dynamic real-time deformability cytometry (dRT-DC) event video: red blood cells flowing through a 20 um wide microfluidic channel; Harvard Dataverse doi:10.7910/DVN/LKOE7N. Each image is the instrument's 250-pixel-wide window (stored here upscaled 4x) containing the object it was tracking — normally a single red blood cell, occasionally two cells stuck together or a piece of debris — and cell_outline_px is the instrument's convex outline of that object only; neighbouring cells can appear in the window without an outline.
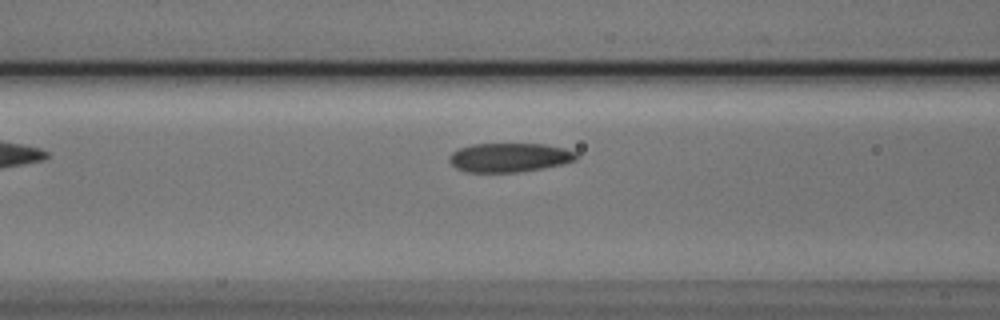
{"species": "Egyptian fruit bat (a non-hibernating species)", "species_latin": "Rousettus aegyptiacus", "temperature_condition": "cold", "stored_images_in_passage": 7, "camera_frame_rate_fps": 3000, "um_per_image_px": 0.085, "animal": {"sex": "male"}, "frame": {"image": 1, "passage_image": 6, "time_ms": 1.667, "image_size_px": [1000, 320], "cell_outline_px": [[580, 156], [576, 160], [560, 164], [540, 168], [516, 172], [468, 172], [456, 168], [448, 160], [448, 156], [452, 152], [460, 148], [472, 144], [544, 144], [564, 148], [576, 152]], "centroid_in_image_um": [43.28, 13.38], "position_along_channel_um": 123.3, "area_um2": 21.39}}
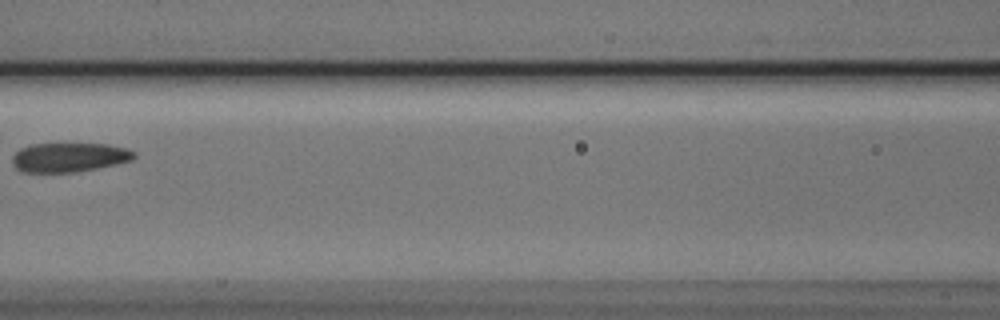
{"frame": {"image": 2, "passage_image": 7, "time_ms": 2.0, "image_size_px": [1000, 320], "cell_outline_px": [[136, 156], [132, 160], [116, 164], [76, 172], [24, 172], [16, 168], [12, 164], [12, 156], [20, 148], [28, 144], [108, 144], [128, 148], [136, 152]], "centroid_in_image_um": [5.88, 13.36], "position_along_channel_um": 160.7, "area_um2": 20.87}}